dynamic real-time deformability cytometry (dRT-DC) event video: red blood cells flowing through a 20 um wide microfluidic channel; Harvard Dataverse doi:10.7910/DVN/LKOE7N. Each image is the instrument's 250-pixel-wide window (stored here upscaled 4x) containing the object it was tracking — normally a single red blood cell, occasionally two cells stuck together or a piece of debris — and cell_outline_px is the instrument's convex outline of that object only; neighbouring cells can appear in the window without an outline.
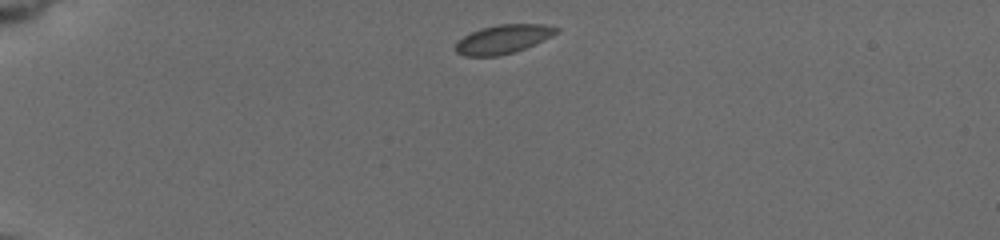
{"species": "common noctule bat (a hibernating species)", "species_latin": "Nyctalus noctula", "temperature_condition": "cold", "stored_images_in_passage": 20, "camera_frame_rate_fps": 3000, "um_per_image_px": 0.085, "animal": {"sex": "female", "body_mass_g": 19.5, "forearm_length_mm": 54.1}, "frame": {"image": 1, "passage_image": 1, "time_ms": 0.0, "image_size_px": [1000, 240], "cell_outline_px": [[560, 32], [544, 40], [524, 48], [500, 56], [464, 56], [456, 52], [456, 44], [464, 36], [480, 28], [496, 24], [544, 24], [560, 28]], "centroid_in_image_um": [42.8, 3.32], "position_along_channel_um": 42.2, "area_um2": 16.88}}
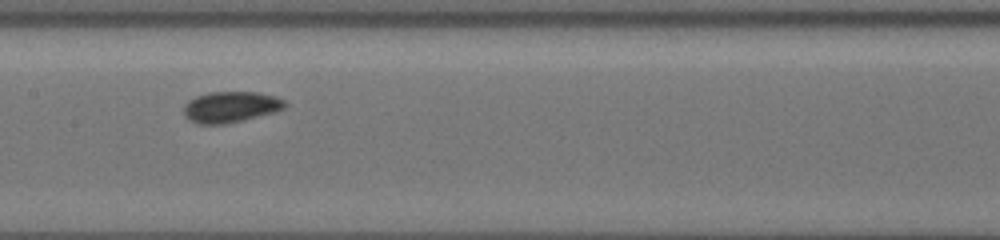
{"frame": {"image": 2, "passage_image": 14, "time_ms": 5.333, "image_size_px": [1000, 240], "cell_outline_px": [[288, 104], [284, 108], [272, 112], [224, 124], [200, 124], [188, 120], [184, 116], [184, 104], [188, 100], [196, 96], [208, 92], [256, 92], [276, 96], [284, 100]], "centroid_in_image_um": [19.56, 9.08], "position_along_channel_um": 187.8, "area_um2": 18.15}}
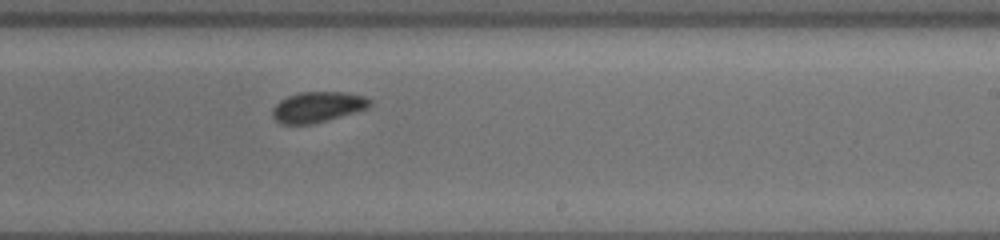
{"frame": {"image": 3, "passage_image": 19, "time_ms": 7.333, "image_size_px": [1000, 240], "cell_outline_px": [[372, 104], [368, 108], [356, 112], [328, 120], [312, 124], [284, 124], [276, 120], [272, 116], [272, 108], [280, 100], [288, 96], [300, 92], [348, 92], [364, 96], [372, 100]], "centroid_in_image_um": [27.03, 9.09], "position_along_channel_um": 262.0, "area_um2": 17.46}}